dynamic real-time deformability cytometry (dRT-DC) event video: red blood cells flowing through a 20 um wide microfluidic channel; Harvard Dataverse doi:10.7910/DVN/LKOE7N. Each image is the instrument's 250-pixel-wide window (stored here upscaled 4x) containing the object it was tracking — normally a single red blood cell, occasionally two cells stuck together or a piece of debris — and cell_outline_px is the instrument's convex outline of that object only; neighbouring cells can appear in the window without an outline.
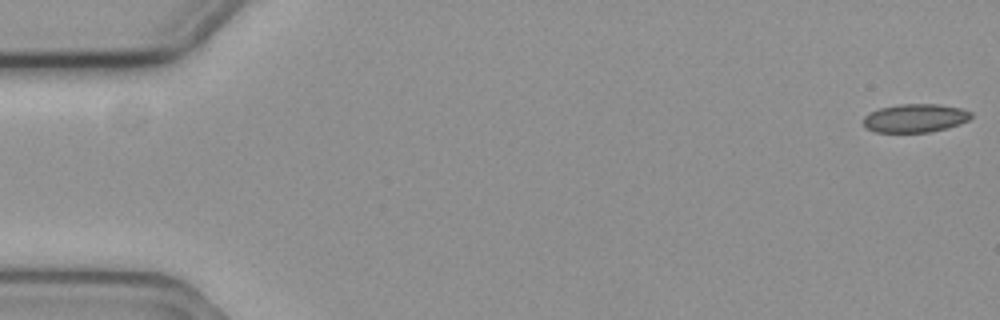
{"species": "common noctule bat (a hibernating species)", "species_latin": "Nyctalus noctula", "temperature_condition": "cold", "stored_images_in_passage": 10, "camera_frame_rate_fps": 3000, "um_per_image_px": 0.085, "animal": {"sex": "female", "body_mass_g": 19.3, "forearm_length_mm": 54.1}, "frame": {"image": 1, "passage_image": 1, "time_ms": 0.0, "image_size_px": [1000, 320], "cell_outline_px": [[972, 116], [968, 120], [960, 124], [948, 128], [932, 132], [876, 132], [864, 128], [864, 116], [880, 108], [900, 104], [936, 104], [960, 108], [972, 112]], "centroid_in_image_um": [77.8, 10.05], "position_along_channel_um": 7.2, "area_um2": 17.86}}